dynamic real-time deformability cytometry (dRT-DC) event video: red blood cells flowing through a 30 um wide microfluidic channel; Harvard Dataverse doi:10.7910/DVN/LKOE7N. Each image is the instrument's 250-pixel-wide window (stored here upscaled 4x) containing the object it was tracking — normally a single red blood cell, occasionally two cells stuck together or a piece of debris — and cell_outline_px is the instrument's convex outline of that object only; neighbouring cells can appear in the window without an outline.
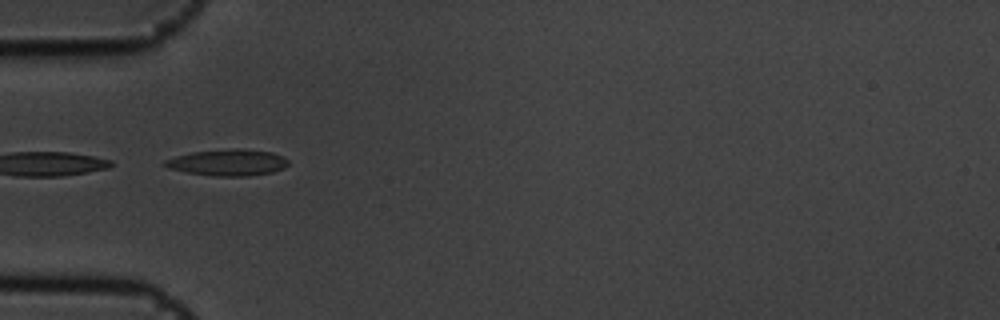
{"species": "common noctule bat (a hibernating species)", "species_latin": "Nyctalus noctula", "temperature_condition": "cold", "stored_images_in_passage": 10, "camera_frame_rate_fps": 3000, "um_per_image_px": 0.085, "animal": {"sex": "male", "body_mass_g": 19.5, "forearm_length_mm": 54.6}, "frame": {"image": 1, "passage_image": 5, "time_ms": 1.333, "image_size_px": [1000, 320], "cell_outline_px": [[288, 164], [284, 168], [272, 172], [248, 176], [216, 176], [188, 172], [168, 168], [160, 164], [164, 160], [176, 156], [192, 152], [236, 148], [272, 152], [284, 156], [288, 160]], "centroid_in_image_um": [19.37, 13.81], "position_along_channel_um": 65.6, "area_um2": 18.96}}
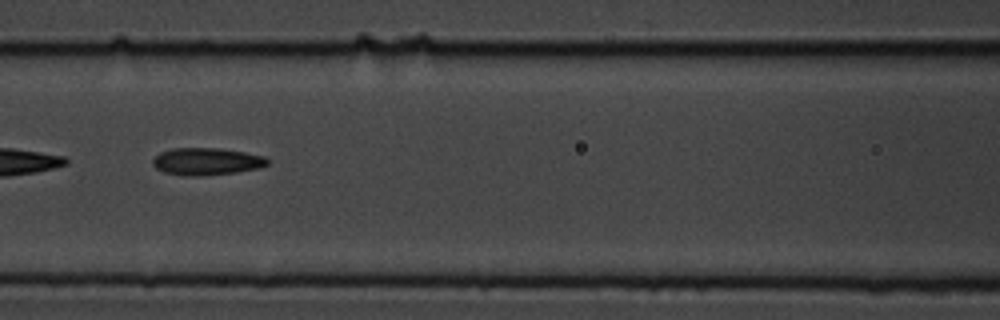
{"frame": {"image": 2, "passage_image": 7, "time_ms": 2.0, "image_size_px": [1000, 320], "cell_outline_px": [[268, 164], [260, 168], [236, 172], [200, 176], [184, 176], [164, 172], [156, 168], [152, 164], [152, 160], [160, 152], [172, 148], [216, 148], [244, 152], [264, 156], [268, 160]], "centroid_in_image_um": [17.54, 13.73], "position_along_channel_um": 149.1, "area_um2": 18.21}}
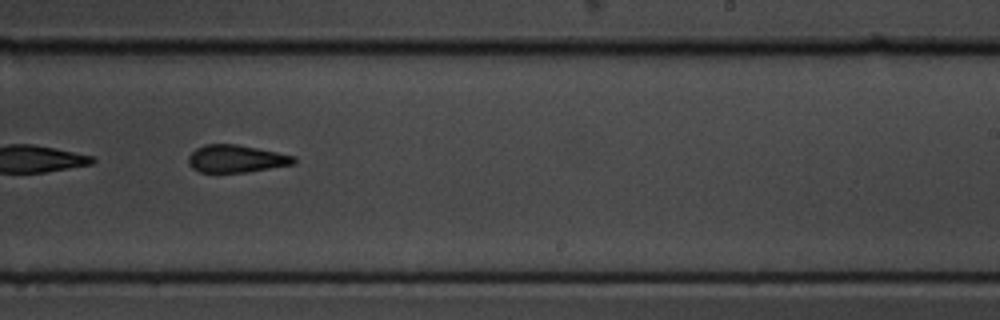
{"frame": {"image": 3, "passage_image": 10, "time_ms": 3.0, "image_size_px": [1000, 320], "cell_outline_px": [[296, 160], [292, 164], [248, 172], [200, 172], [192, 168], [188, 164], [188, 156], [196, 148], [204, 144], [236, 144], [276, 152], [292, 156]], "centroid_in_image_um": [20.0, 13.49], "position_along_channel_um": 269.0, "area_um2": 16.7}}